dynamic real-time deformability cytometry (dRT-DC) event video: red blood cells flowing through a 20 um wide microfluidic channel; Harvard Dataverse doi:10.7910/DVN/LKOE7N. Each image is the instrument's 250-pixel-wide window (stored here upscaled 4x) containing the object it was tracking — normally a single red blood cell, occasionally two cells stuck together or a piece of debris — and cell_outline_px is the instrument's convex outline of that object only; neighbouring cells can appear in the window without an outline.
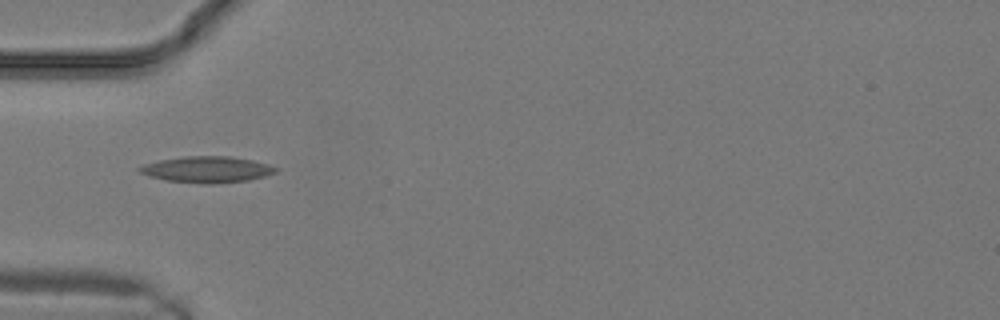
{"species": "common noctule bat (a hibernating species)", "species_latin": "Nyctalus noctula", "temperature_condition": "warm", "stored_images_in_passage": 2, "camera_frame_rate_fps": 3000, "um_per_image_px": 0.085, "animal": {"sex": "male", "body_mass_g": 19.2, "forearm_length_mm": 51.8}, "frame": {"image": 1, "passage_image": 1, "time_ms": 0.0, "image_size_px": [1000, 320], "cell_outline_px": [[280, 168], [276, 172], [264, 176], [248, 180], [212, 184], [204, 184], [164, 180], [148, 176], [140, 172], [136, 168], [144, 164], [160, 160], [184, 156], [228, 156], [252, 160], [268, 164]], "centroid_in_image_um": [17.58, 14.41], "position_along_channel_um": 67.4, "area_um2": 20.87}}